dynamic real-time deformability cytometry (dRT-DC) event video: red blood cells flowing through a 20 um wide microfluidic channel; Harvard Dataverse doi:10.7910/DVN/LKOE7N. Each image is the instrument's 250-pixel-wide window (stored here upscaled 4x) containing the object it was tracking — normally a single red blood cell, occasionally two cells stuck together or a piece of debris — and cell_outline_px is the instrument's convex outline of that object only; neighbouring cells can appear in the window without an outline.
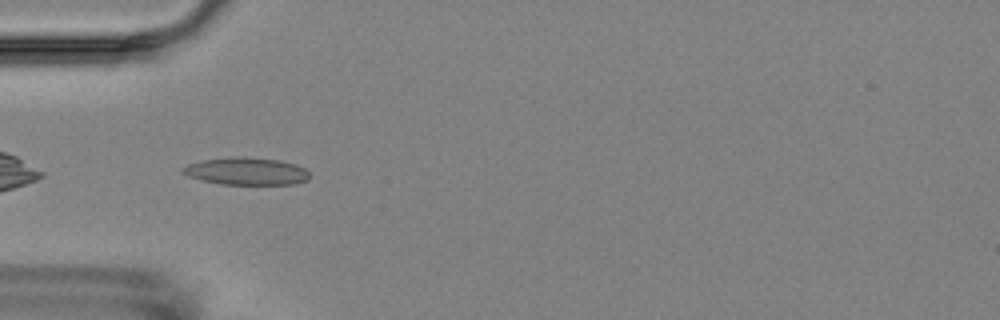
{"species": "Egyptian fruit bat (a non-hibernating species)", "species_latin": "Rousettus aegyptiacus", "temperature_condition": "room temperature", "stored_images_in_passage": 6, "camera_frame_rate_fps": 3000, "um_per_image_px": 0.085, "animal": {"sex": "female"}, "frame": {"image": 1, "passage_image": 5, "time_ms": 4.667, "image_size_px": [1000, 320], "cell_outline_px": [[308, 180], [292, 184], [220, 184], [200, 180], [188, 176], [180, 172], [180, 168], [188, 164], [204, 160], [236, 156], [244, 156], [280, 160], [296, 164], [304, 168], [308, 172]], "centroid_in_image_um": [20.9, 14.55], "position_along_channel_um": 64.1, "area_um2": 20.35}}
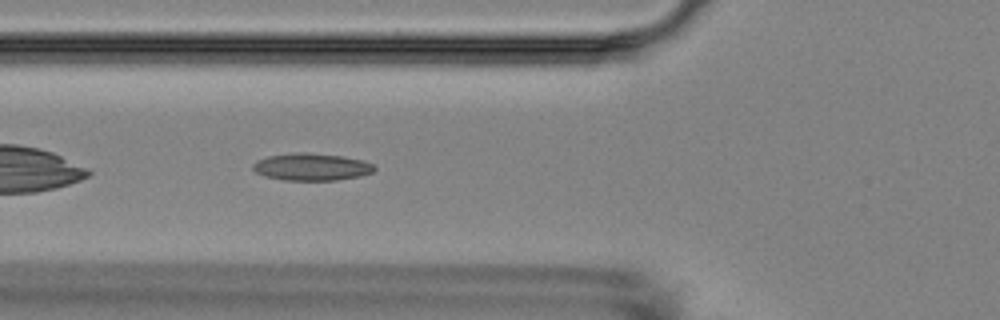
{"frame": {"image": 2, "passage_image": 6, "time_ms": 5.667, "image_size_px": [1000, 320], "cell_outline_px": [[376, 168], [372, 172], [360, 176], [336, 180], [284, 180], [264, 176], [256, 172], [252, 168], [252, 164], [256, 160], [268, 156], [300, 152], [304, 152], [340, 156], [360, 160], [372, 164]], "centroid_in_image_um": [26.43, 14.19], "position_along_channel_um": 99.4, "area_um2": 19.07}}